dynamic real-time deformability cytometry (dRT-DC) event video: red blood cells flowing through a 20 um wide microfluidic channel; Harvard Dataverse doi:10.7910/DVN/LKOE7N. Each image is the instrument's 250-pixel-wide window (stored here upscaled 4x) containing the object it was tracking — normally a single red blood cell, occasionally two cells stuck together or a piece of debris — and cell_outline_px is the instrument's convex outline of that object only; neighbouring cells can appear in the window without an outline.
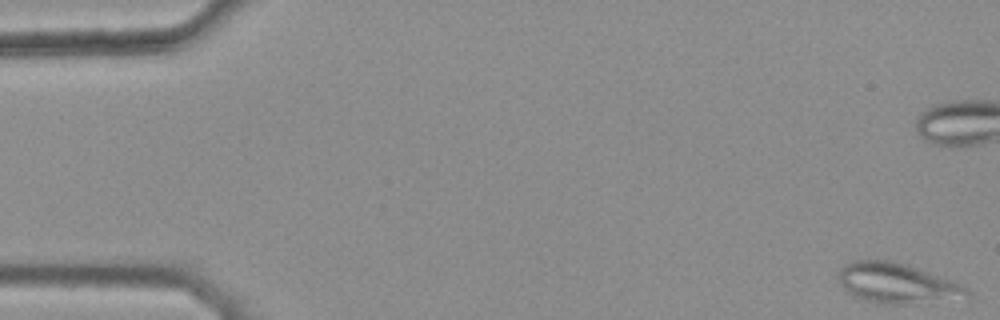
{"species": "common noctule bat (a hibernating species)", "species_latin": "Nyctalus noctula", "temperature_condition": "warm", "stored_images_in_passage": 45, "camera_frame_rate_fps": 3000, "um_per_image_px": 0.085, "animal": {"sex": "female", "body_mass_g": 25.1}, "frame": {"image": 1, "passage_image": 1, "time_ms": 0.0, "image_size_px": [1000, 320], "cell_outline_px": [[972, 300], [912, 304], [888, 304], [868, 300], [856, 296], [848, 292], [840, 284], [836, 276], [840, 268], [844, 264], [852, 260], [892, 260], [908, 264], [960, 284], [972, 296]], "centroid_in_image_um": [76.31, 24.09], "position_along_channel_um": 8.7, "area_um2": 30.63}}